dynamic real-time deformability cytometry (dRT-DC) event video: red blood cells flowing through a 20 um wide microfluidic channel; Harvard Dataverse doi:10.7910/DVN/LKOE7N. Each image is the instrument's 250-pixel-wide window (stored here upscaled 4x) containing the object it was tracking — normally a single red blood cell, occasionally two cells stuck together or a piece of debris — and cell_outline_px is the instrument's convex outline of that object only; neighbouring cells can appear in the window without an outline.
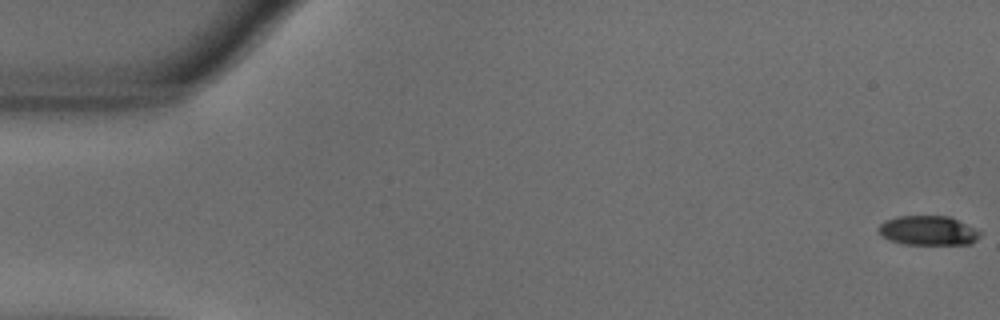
{"species": "common noctule bat (a hibernating species)", "species_latin": "Nyctalus noctula", "temperature_condition": "warm", "stored_images_in_passage": 55, "camera_frame_rate_fps": 3000, "um_per_image_px": 0.085, "animal": {"sex": "male", "body_mass_g": 18.8}, "frame": {"image": 1, "passage_image": 1, "time_ms": 0.0, "image_size_px": [1000, 320], "cell_outline_px": [[984, 232], [972, 244], [904, 244], [888, 240], [880, 236], [880, 224], [884, 220], [896, 216], [948, 216]], "centroid_in_image_um": [78.9, 19.6], "position_along_channel_um": 6.1, "area_um2": 17.51}}
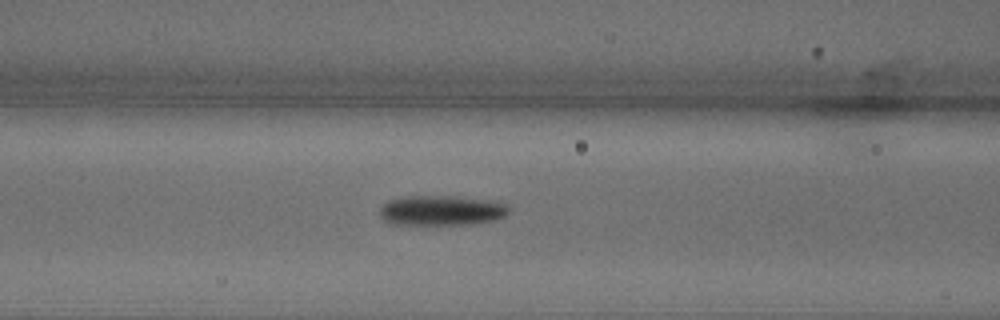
{"frame": {"image": 2, "passage_image": 23, "time_ms": 7.333, "image_size_px": [1000, 320], "cell_outline_px": [[508, 212], [504, 216], [496, 220], [464, 224], [392, 224], [384, 220], [380, 216], [380, 208], [388, 200], [400, 196], [452, 196], [500, 200], [508, 204]], "centroid_in_image_um": [37.55, 17.86], "position_along_channel_um": 129.0, "area_um2": 22.83}}
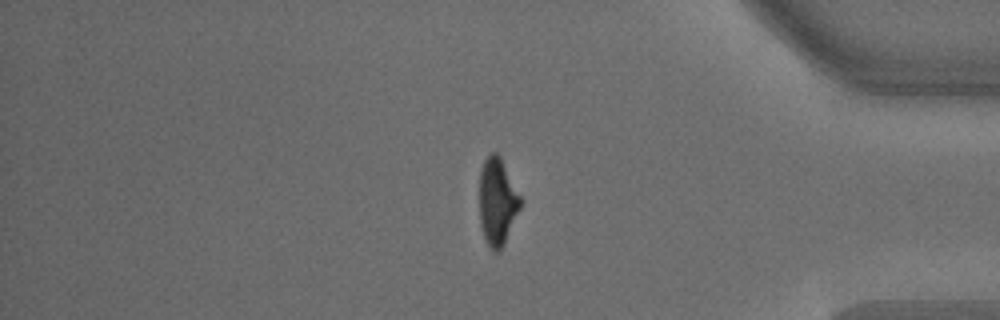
{"frame": {"image": 3, "passage_image": 47, "time_ms": 15.333, "image_size_px": [1000, 320], "cell_outline_px": [[520, 208], [504, 244], [496, 252], [492, 252], [484, 236], [480, 224], [480, 168], [484, 160], [492, 152], [496, 152], [500, 156], [520, 196]], "centroid_in_image_um": [42.25, 17.13], "position_along_channel_um": 392.9, "area_um2": 20.46}}